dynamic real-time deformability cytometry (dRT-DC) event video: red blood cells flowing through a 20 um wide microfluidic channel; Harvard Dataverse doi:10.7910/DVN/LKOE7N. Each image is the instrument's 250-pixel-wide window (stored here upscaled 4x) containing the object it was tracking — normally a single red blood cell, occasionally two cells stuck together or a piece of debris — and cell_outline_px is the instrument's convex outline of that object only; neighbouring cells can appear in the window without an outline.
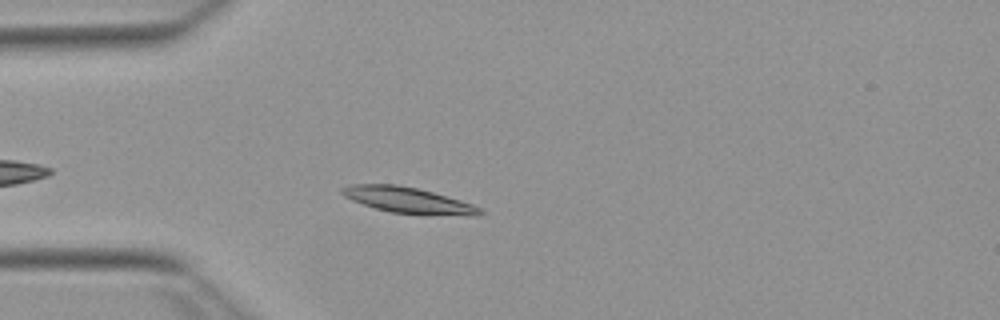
{"species": "Egyptian fruit bat (a non-hibernating species)", "species_latin": "Rousettus aegyptiacus", "temperature_condition": "warm", "stored_images_in_passage": 39, "camera_frame_rate_fps": 3000, "um_per_image_px": 0.085, "animal": {"sex": "female"}, "frame": {"image": 1, "passage_image": 1, "time_ms": 0.0, "image_size_px": [1000, 320], "cell_outline_px": [[484, 212], [476, 216], [472, 216], [388, 212], [352, 200], [344, 196], [340, 192], [340, 188], [352, 184], [396, 184], [416, 188], [432, 192], [460, 200], [472, 204], [480, 208]], "centroid_in_image_um": [34.67, 17.01], "position_along_channel_um": 50.3, "area_um2": 20.52}}
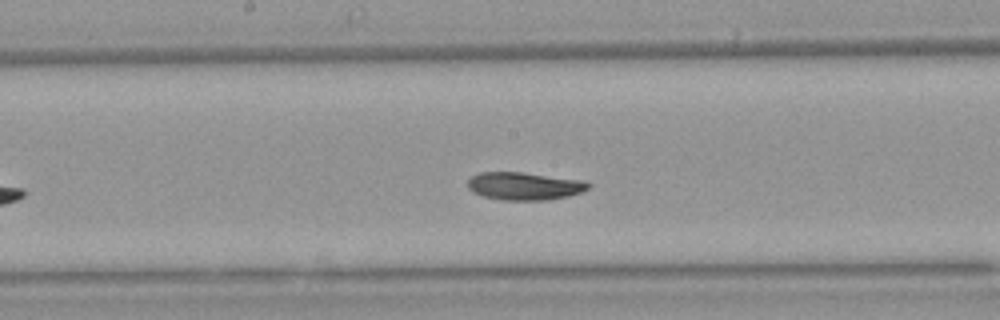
{"frame": {"image": 2, "passage_image": 14, "time_ms": 4.333, "image_size_px": [1000, 320], "cell_outline_px": [[592, 184], [588, 188], [580, 192], [568, 196], [548, 200], [500, 200], [484, 196], [472, 192], [468, 188], [468, 180], [472, 176], [480, 172], [524, 172], [588, 180]], "centroid_in_image_um": [44.61, 15.8], "position_along_channel_um": 203.6, "area_um2": 19.83}}
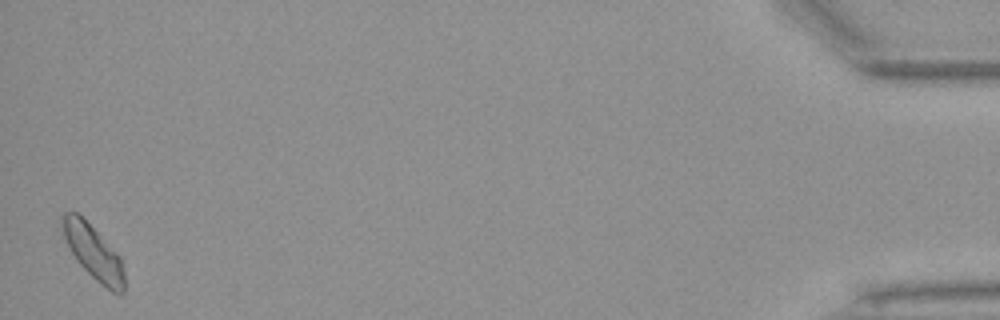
{"frame": {"image": 3, "passage_image": 39, "time_ms": 12.667, "image_size_px": [1000, 320], "cell_outline_px": [[124, 292], [120, 296], [112, 292], [100, 284], [76, 260], [64, 236], [60, 220], [60, 216], [64, 212], [76, 212], [120, 256], [124, 272]], "centroid_in_image_um": [7.94, 21.48], "position_along_channel_um": 427.3, "area_um2": 19.13}, "authors_computed_cell_mechanics": {"area_um2": 19.5942, "velocity_mm_per_s": 3.8064, "shape_relaxation_time_tau1_ms": 3.1502, "shape_relaxation_time_tau2_ms": 6.8414, "deformation_change_tau1": 0.116, "deformation_change_tau2": 0.1158}}